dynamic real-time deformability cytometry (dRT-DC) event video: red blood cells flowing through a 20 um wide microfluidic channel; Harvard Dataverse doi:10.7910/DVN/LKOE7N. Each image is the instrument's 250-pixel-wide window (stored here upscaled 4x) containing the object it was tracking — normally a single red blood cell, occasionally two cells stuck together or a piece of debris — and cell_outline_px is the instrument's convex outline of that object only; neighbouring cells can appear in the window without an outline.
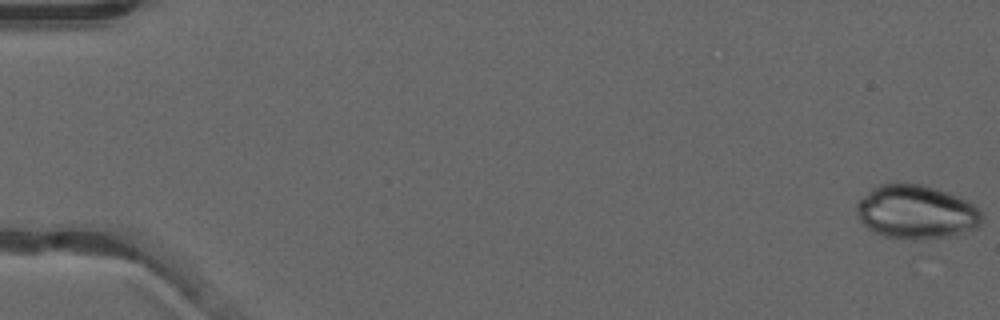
{"species": "common noctule bat (a hibernating species)", "species_latin": "Nyctalus noctula", "temperature_condition": "warm", "stored_images_in_passage": 17, "camera_frame_rate_fps": 3000, "um_per_image_px": 0.085, "animal": {"sex": "male", "forearm_length_mm": 52.5}, "frame": {"image": 1, "passage_image": 1, "time_ms": 0.0, "image_size_px": [1000, 320], "cell_outline_px": [[984, 220], [976, 228], [964, 236], [912, 240], [884, 236], [868, 228], [860, 220], [856, 212], [856, 204], [872, 188], [880, 184], [920, 184], [936, 188], [960, 196], [968, 200], [980, 212]], "centroid_in_image_um": [77.94, 18.05], "position_along_channel_um": 7.1, "area_um2": 39.71}}